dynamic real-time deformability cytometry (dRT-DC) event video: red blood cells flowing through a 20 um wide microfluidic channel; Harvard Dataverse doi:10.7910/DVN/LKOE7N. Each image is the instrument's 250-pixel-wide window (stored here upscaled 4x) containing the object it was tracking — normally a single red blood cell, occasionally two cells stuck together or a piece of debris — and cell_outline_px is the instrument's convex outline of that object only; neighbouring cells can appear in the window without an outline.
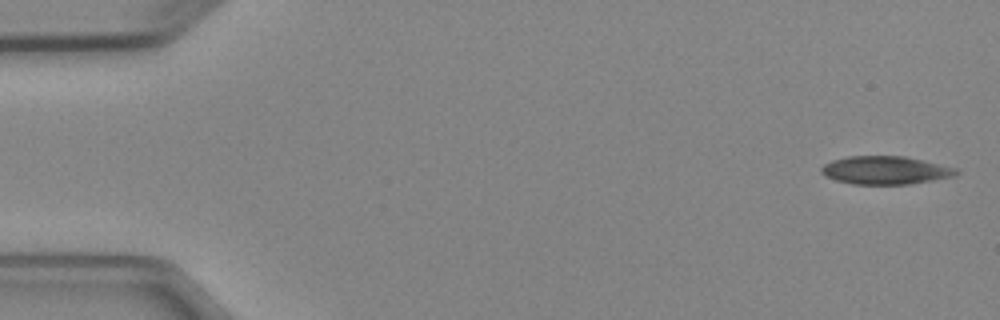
{"species": "Egyptian fruit bat (a non-hibernating species)", "species_latin": "Rousettus aegyptiacus", "temperature_condition": "cold", "stored_images_in_passage": 4, "camera_frame_rate_fps": 3000, "um_per_image_px": 0.085, "animal": {"sex": "female"}, "frame": {"image": 1, "passage_image": 1, "time_ms": 0.0, "image_size_px": [1000, 320], "cell_outline_px": [[960, 172], [956, 176], [908, 184], [852, 184], [836, 180], [824, 176], [820, 172], [820, 168], [824, 164], [832, 160], [848, 156], [904, 156], [924, 160], [956, 168]], "centroid_in_image_um": [75.24, 14.47], "position_along_channel_um": 9.8, "area_um2": 22.2}}
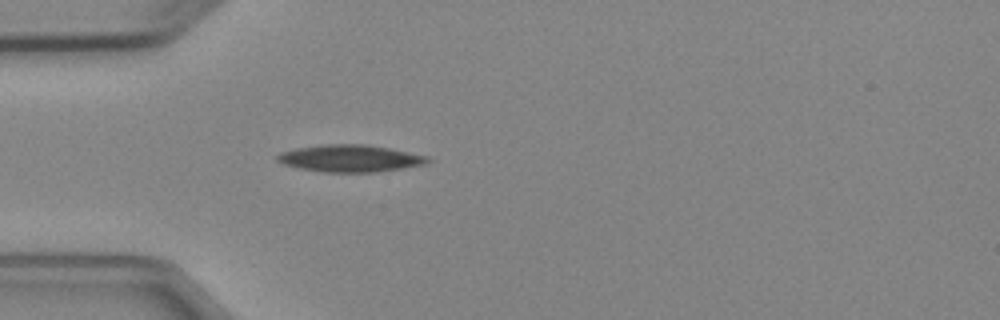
{"frame": {"image": 2, "passage_image": 4, "time_ms": 4.333, "image_size_px": [1000, 320], "cell_outline_px": [[432, 160], [428, 164], [376, 172], [324, 172], [300, 168], [284, 164], [276, 160], [276, 156], [280, 152], [296, 148], [328, 144], [364, 144], [388, 148], [428, 156]], "centroid_in_image_um": [29.78, 13.46], "position_along_channel_um": 55.2, "area_um2": 23.64}}